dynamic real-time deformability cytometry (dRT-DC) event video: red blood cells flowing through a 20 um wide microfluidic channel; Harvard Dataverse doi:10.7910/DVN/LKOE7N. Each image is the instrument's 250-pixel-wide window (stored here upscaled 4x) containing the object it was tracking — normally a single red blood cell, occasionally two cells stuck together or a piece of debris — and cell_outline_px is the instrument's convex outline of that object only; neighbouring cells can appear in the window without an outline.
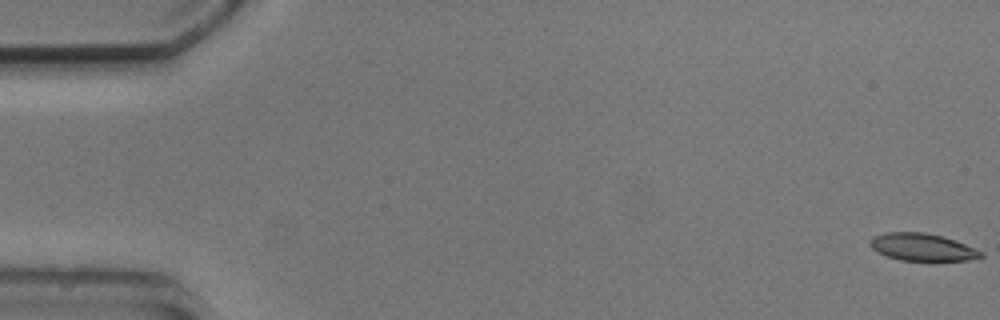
{"species": "common noctule bat (a hibernating species)", "species_latin": "Nyctalus noctula", "temperature_condition": "cold", "stored_images_in_passage": 5, "camera_frame_rate_fps": 3000, "um_per_image_px": 0.085, "animal": {"sex": "male", "body_mass_g": 20.5, "forearm_length_mm": 52.5}, "frame": {"image": 1, "passage_image": 1, "time_ms": 0.0, "image_size_px": [1000, 320], "cell_outline_px": [[984, 256], [968, 260], [900, 260], [888, 256], [872, 248], [872, 236], [884, 232], [924, 232], [944, 236], [956, 240], [984, 252]], "centroid_in_image_um": [78.44, 20.99], "position_along_channel_um": 6.6, "area_um2": 17.51}}
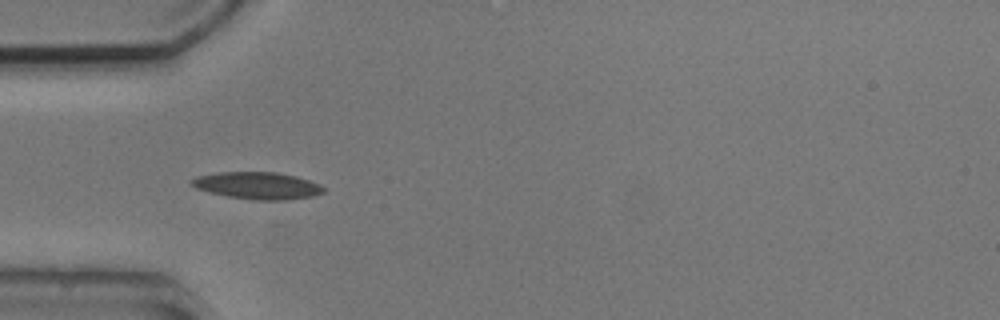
{"frame": {"image": 2, "passage_image": 5, "time_ms": 5.333, "image_size_px": [1000, 320], "cell_outline_px": [[324, 192], [312, 196], [284, 200], [256, 200], [228, 196], [208, 192], [196, 188], [188, 184], [188, 180], [196, 176], [216, 172], [276, 172], [296, 176], [320, 184], [324, 188]], "centroid_in_image_um": [21.82, 15.76], "position_along_channel_um": 63.2, "area_um2": 20.92}}